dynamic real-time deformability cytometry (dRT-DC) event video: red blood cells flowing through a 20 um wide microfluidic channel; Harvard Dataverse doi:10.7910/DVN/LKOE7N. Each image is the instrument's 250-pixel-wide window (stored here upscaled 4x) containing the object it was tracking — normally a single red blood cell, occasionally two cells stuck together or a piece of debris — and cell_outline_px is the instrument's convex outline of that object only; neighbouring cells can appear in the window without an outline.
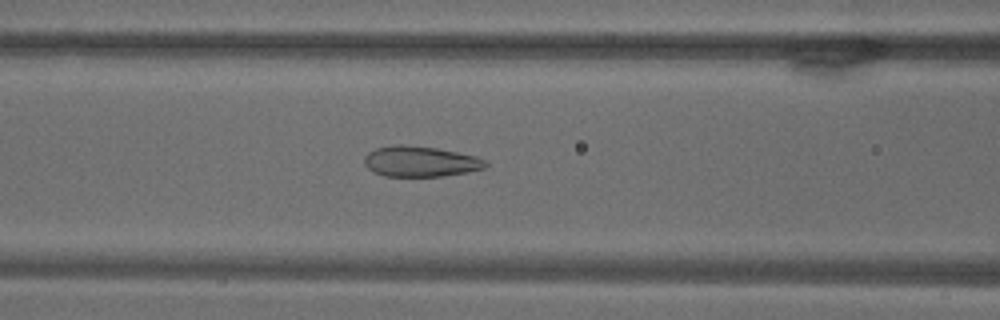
{"species": "common noctule bat (a hibernating species)", "species_latin": "Nyctalus noctula", "temperature_condition": "warm", "stored_images_in_passage": 62, "camera_frame_rate_fps": 3000, "um_per_image_px": 0.085, "animal": {"sex": "male", "body_mass_g": 18.8}, "frame": {"image": 1, "passage_image": 29, "time_ms": 9.333, "image_size_px": [1000, 320], "cell_outline_px": [[488, 164], [484, 168], [468, 172], [444, 176], [384, 176], [372, 172], [364, 164], [364, 156], [368, 152], [376, 148], [392, 144], [404, 144], [436, 148], [476, 156], [484, 160]], "centroid_in_image_um": [35.69, 13.72], "position_along_channel_um": 130.9, "area_um2": 21.73}}
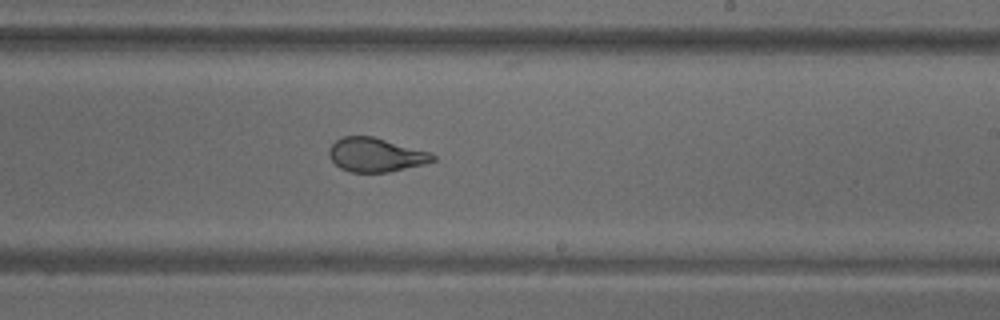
{"frame": {"image": 2, "passage_image": 42, "time_ms": 13.667, "image_size_px": [1000, 320], "cell_outline_px": [[436, 160], [424, 164], [388, 172], [352, 172], [340, 168], [328, 156], [328, 148], [336, 140], [344, 136], [372, 136], [428, 152], [436, 156]], "centroid_in_image_um": [31.9, 13.16], "position_along_channel_um": 257.1, "area_um2": 20.29}}
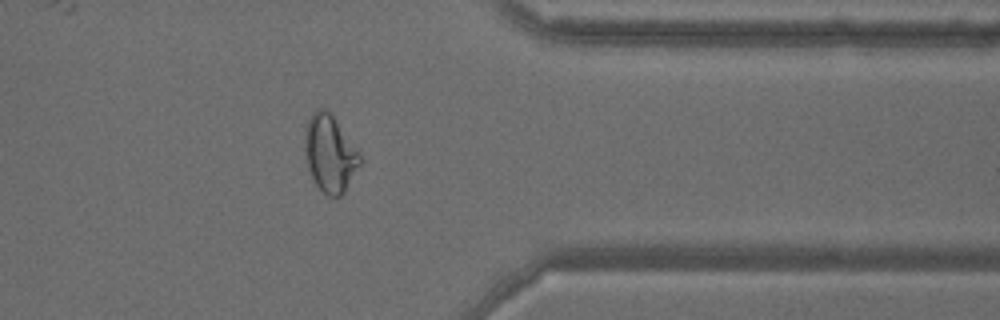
{"frame": {"image": 3, "passage_image": 56, "time_ms": 18.333, "image_size_px": [1000, 320], "cell_outline_px": [[360, 164], [344, 192], [340, 196], [328, 196], [316, 184], [308, 168], [304, 148], [304, 136], [308, 116], [316, 108], [324, 108], [332, 116], [360, 152]], "centroid_in_image_um": [28.01, 13.03], "position_along_channel_um": 383.4, "area_um2": 24.45}}